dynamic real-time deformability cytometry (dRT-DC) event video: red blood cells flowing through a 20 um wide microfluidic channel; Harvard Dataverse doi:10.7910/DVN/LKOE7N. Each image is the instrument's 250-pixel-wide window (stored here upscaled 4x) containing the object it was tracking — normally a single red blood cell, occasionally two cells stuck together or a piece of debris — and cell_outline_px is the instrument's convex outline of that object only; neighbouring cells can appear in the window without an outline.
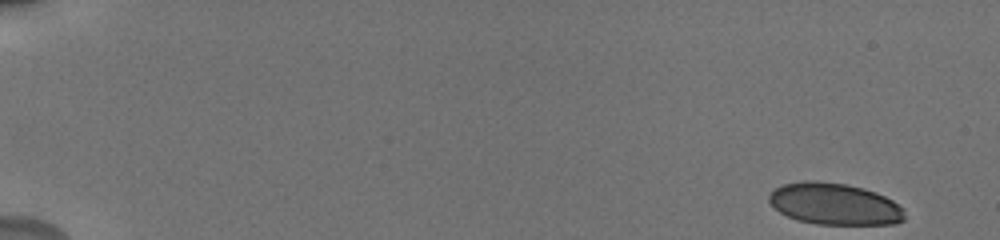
{"species": "human", "species_latin": "Homo sapiens", "temperature_condition": "cold", "stored_images_in_passage": 7, "camera_frame_rate_fps": 3000, "um_per_image_px": 0.085, "donor": {"sex": "male"}, "frame": {"image": 1, "passage_image": 1, "time_ms": 0.0, "image_size_px": [1000, 240], "cell_outline_px": [[904, 220], [896, 224], [816, 224], [796, 220], [780, 212], [768, 200], [768, 196], [776, 188], [784, 184], [804, 180], [816, 180], [848, 184], [864, 188], [876, 192], [892, 200], [904, 208]], "centroid_in_image_um": [70.95, 17.33], "position_along_channel_um": 14.0, "area_um2": 33.06}}